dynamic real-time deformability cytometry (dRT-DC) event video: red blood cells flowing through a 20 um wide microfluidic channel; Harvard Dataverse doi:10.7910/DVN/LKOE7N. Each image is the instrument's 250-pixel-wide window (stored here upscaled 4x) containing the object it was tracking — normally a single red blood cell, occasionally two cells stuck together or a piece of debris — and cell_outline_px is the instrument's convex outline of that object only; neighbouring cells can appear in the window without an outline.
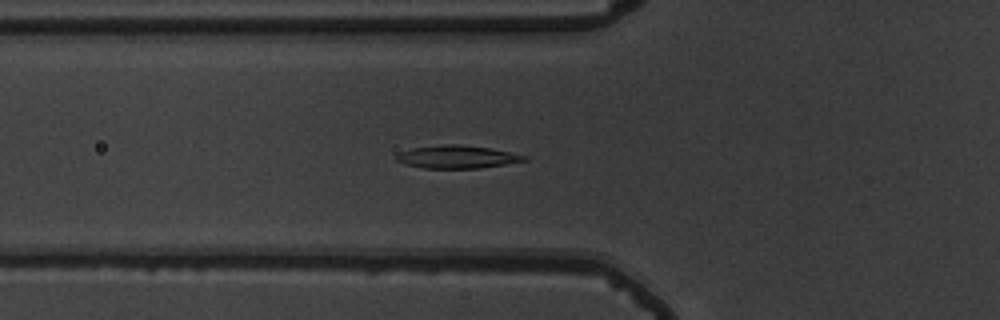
{"species": "common noctule bat (a hibernating species)", "species_latin": "Nyctalus noctula", "temperature_condition": "warm", "stored_images_in_passage": 47, "camera_frame_rate_fps": 3000, "um_per_image_px": 0.085, "animal": {"sex": "male", "body_mass_g": 19.5, "forearm_length_mm": 54.6}, "frame": {"image": 1, "passage_image": 12, "time_ms": 3.667, "image_size_px": [1000, 320], "cell_outline_px": [[528, 160], [480, 168], [424, 168], [404, 164], [396, 160], [396, 156], [400, 152], [412, 148], [444, 144], [456, 144], [492, 148], [528, 156]], "centroid_in_image_um": [38.86, 13.33], "position_along_channel_um": 86.9, "area_um2": 16.99}}
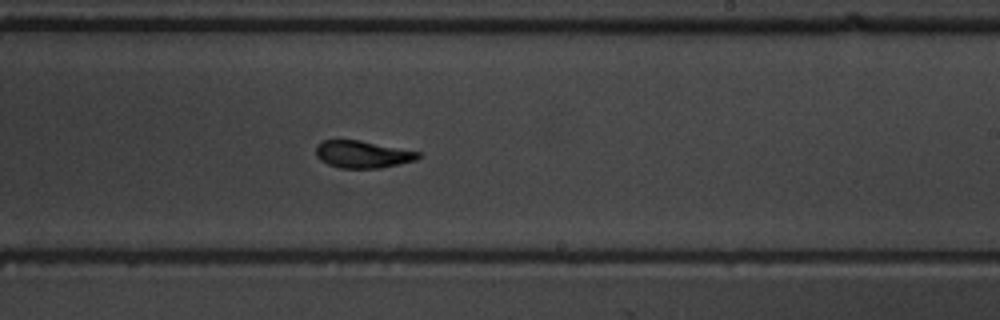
{"frame": {"image": 2, "passage_image": 26, "time_ms": 8.333, "image_size_px": [1000, 320], "cell_outline_px": [[420, 156], [416, 160], [380, 168], [340, 168], [328, 164], [320, 160], [316, 156], [316, 144], [320, 140], [360, 140], [420, 152]], "centroid_in_image_um": [30.78, 13.11], "position_along_channel_um": 258.2, "area_um2": 16.24}}
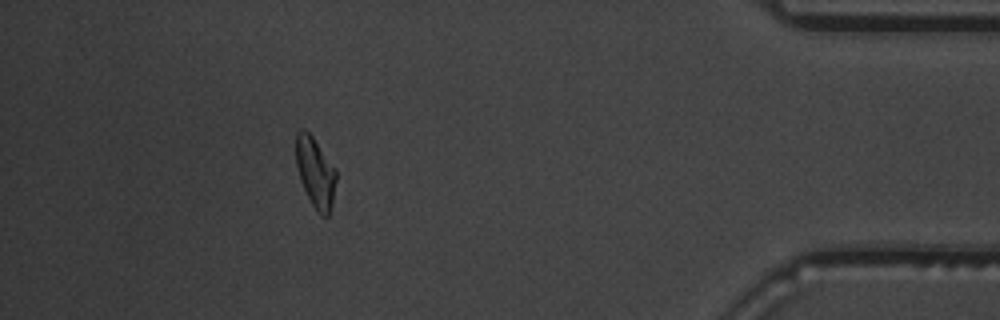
{"frame": {"image": 3, "passage_image": 42, "time_ms": 13.667, "image_size_px": [1000, 320], "cell_outline_px": [[336, 180], [332, 200], [328, 216], [320, 216], [316, 212], [300, 180], [296, 164], [296, 132], [300, 128], [304, 128], [312, 136], [336, 168]], "centroid_in_image_um": [26.8, 14.63], "position_along_channel_um": 408.4, "area_um2": 16.36}, "authors_computed_cell_mechanics": {"area_um2": 16.7042, "velocity_mm_per_s": 3.6657, "shape_relaxation_time_tau1_ms": 4.7537, "shape_relaxation_time_tau2_ms": 1.3431, "deformation_change_tau1": 0.2062, "deformation_change_tau2": 0.0818}}